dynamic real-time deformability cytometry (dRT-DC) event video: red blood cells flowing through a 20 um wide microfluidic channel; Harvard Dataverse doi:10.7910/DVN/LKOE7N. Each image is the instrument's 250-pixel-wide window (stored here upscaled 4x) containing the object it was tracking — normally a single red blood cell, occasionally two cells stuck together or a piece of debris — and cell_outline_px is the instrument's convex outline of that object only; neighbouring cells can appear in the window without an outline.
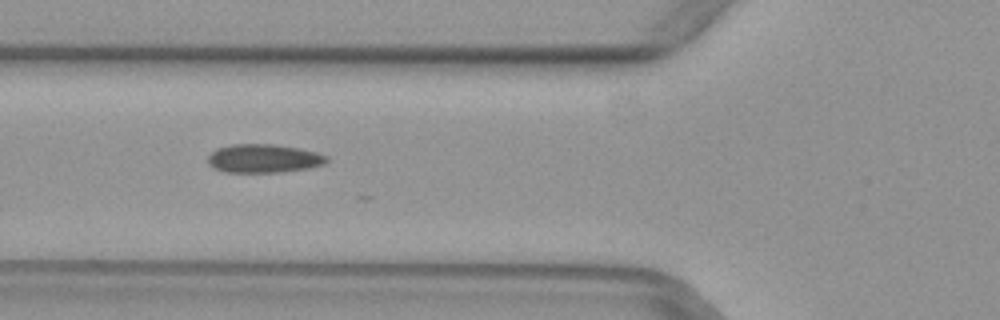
{"species": "common noctule bat (a hibernating species)", "species_latin": "Nyctalus noctula", "temperature_condition": "warm", "stored_images_in_passage": 14, "camera_frame_rate_fps": 3000, "um_per_image_px": 0.085, "animal": {"sex": "female", "body_mass_g": 29.2, "forearm_length_mm": 56.3}, "frame": {"image": 1, "passage_image": 5, "time_ms": 1.333, "image_size_px": [1000, 320], "cell_outline_px": [[328, 160], [324, 164], [308, 168], [284, 172], [224, 172], [208, 164], [208, 156], [216, 148], [232, 144], [276, 144], [300, 148], [316, 152], [328, 156]], "centroid_in_image_um": [22.42, 13.46], "position_along_channel_um": 103.4, "area_um2": 19.88}}
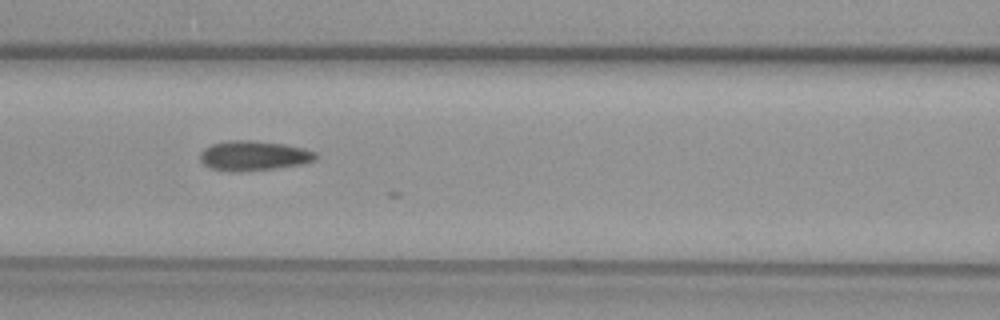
{"frame": {"image": 2, "passage_image": 8, "time_ms": 2.333, "image_size_px": [1000, 320], "cell_outline_px": [[316, 160], [300, 164], [272, 168], [240, 172], [232, 172], [212, 168], [204, 164], [200, 160], [200, 152], [204, 148], [212, 144], [228, 140], [248, 140], [284, 144], [304, 148], [316, 152]], "centroid_in_image_um": [21.54, 13.23], "position_along_channel_um": 145.1, "area_um2": 19.94}}